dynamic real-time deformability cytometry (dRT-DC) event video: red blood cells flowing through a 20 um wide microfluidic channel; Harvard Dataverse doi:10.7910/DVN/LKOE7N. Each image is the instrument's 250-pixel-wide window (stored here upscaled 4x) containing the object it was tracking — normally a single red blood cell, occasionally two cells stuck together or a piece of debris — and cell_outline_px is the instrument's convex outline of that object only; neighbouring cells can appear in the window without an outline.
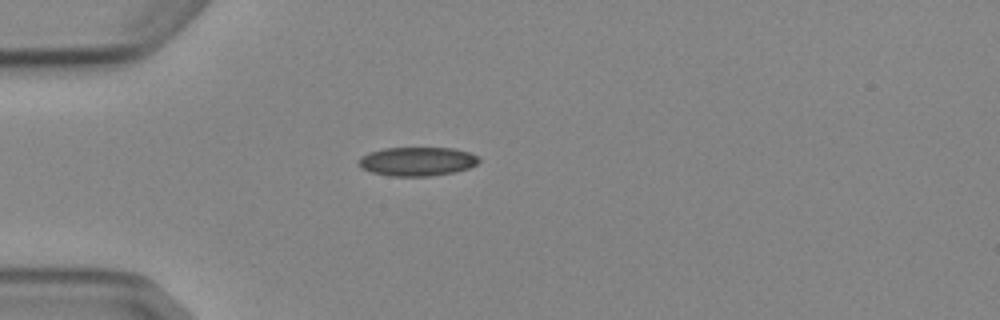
{"species": "Egyptian fruit bat (a non-hibernating species)", "species_latin": "Rousettus aegyptiacus", "temperature_condition": "cold", "stored_images_in_passage": 1, "camera_frame_rate_fps": 3000, "um_per_image_px": 0.085, "animal": {"sex": "female"}, "frame": {"image": 1, "passage_image": 1, "time_ms": 0.0, "image_size_px": [1000, 320], "cell_outline_px": [[480, 160], [476, 164], [468, 168], [452, 172], [428, 176], [392, 176], [372, 172], [360, 168], [356, 164], [356, 160], [360, 156], [368, 152], [384, 148], [452, 148], [468, 152], [480, 156]], "centroid_in_image_um": [35.4, 13.71], "position_along_channel_um": 49.6, "area_um2": 20.35}}